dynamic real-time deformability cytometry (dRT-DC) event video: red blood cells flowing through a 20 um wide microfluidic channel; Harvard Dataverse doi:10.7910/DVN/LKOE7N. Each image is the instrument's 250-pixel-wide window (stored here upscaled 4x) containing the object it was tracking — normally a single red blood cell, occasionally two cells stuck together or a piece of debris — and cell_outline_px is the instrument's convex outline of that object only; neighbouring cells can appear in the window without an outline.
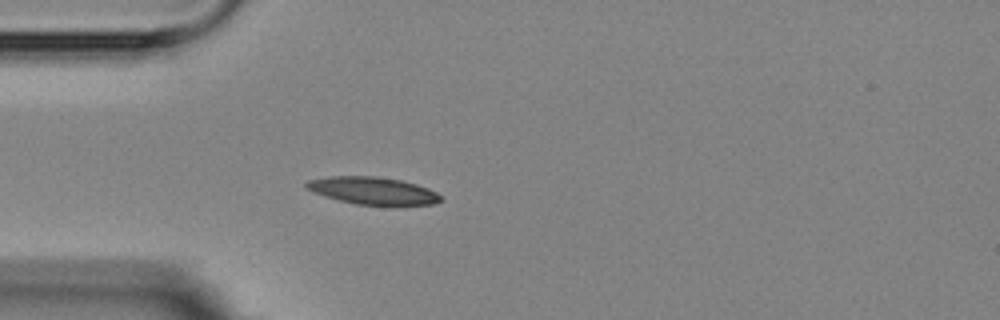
{"species": "Egyptian fruit bat (a non-hibernating species)", "species_latin": "Rousettus aegyptiacus", "temperature_condition": "room temperature", "stored_images_in_passage": 4, "camera_frame_rate_fps": 3000, "um_per_image_px": 0.085, "animal": {"sex": "female"}, "frame": {"image": 1, "passage_image": 4, "time_ms": 4.333, "image_size_px": [1000, 320], "cell_outline_px": [[444, 200], [432, 204], [396, 208], [392, 208], [356, 204], [324, 196], [304, 188], [304, 184], [308, 180], [328, 176], [376, 176], [400, 180], [416, 184], [428, 188], [436, 192]], "centroid_in_image_um": [31.74, 16.25], "position_along_channel_um": 53.3, "area_um2": 22.31}}